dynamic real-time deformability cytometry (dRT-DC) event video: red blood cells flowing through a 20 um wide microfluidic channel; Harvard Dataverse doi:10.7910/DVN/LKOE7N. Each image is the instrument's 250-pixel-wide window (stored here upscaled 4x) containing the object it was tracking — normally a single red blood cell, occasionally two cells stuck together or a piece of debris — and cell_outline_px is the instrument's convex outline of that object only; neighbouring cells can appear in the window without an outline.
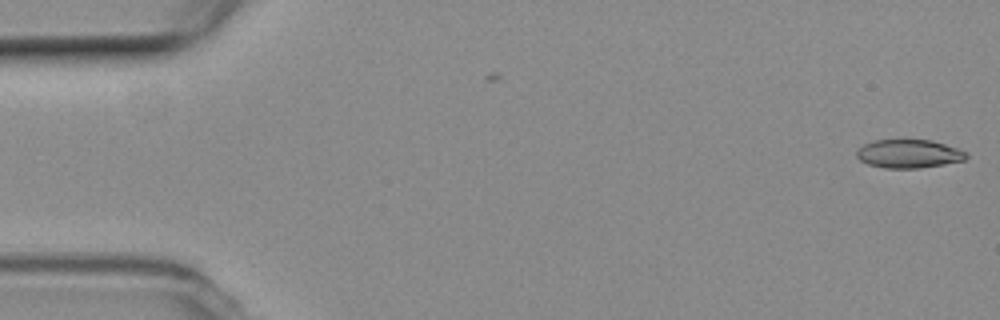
{"species": "common noctule bat (a hibernating species)", "species_latin": "Nyctalus noctula", "temperature_condition": "room temperature", "stored_images_in_passage": 55, "camera_frame_rate_fps": 3000, "um_per_image_px": 0.085, "animal": {"sex": "female", "body_mass_g": 19.3, "forearm_length_mm": 54.1}, "frame": {"image": 1, "passage_image": 1, "time_ms": 0.0, "image_size_px": [1000, 320], "cell_outline_px": [[968, 156], [964, 160], [944, 164], [920, 168], [884, 168], [868, 164], [860, 160], [856, 156], [856, 148], [872, 140], [932, 140], [968, 152]], "centroid_in_image_um": [77.22, 13.07], "position_along_channel_um": 7.8, "area_um2": 18.26}}
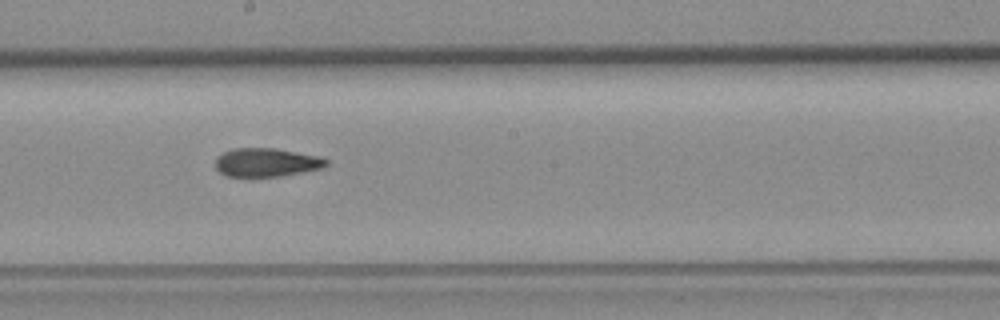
{"frame": {"image": 2, "passage_image": 29, "time_ms": 9.333, "image_size_px": [1000, 320], "cell_outline_px": [[328, 164], [324, 168], [280, 176], [228, 176], [220, 172], [216, 168], [216, 156], [232, 148], [276, 148], [320, 156], [328, 160]], "centroid_in_image_um": [22.67, 13.79], "position_along_channel_um": 225.5, "area_um2": 18.5}}
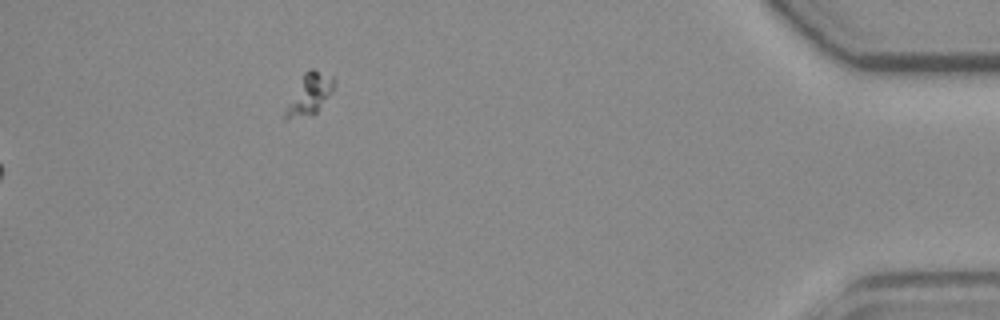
{"frame": {"image": 3, "passage_image": 55, "time_ms": 18.0, "image_size_px": [1000, 320], "cell_outline_px": [[336, 80], [332, 92], [316, 112], [312, 116], [284, 120], [284, 112], [304, 72], [312, 68], [332, 76]], "centroid_in_image_um": [26.32, 8.03], "position_along_channel_um": 408.9, "area_um2": 11.44}, "authors_computed_cell_mechanics": {"area_um2": 18.6694, "velocity_mm_per_s": 3.8159, "shape_relaxation_time_tau1_ms": null, "shape_relaxation_time_tau2_ms": 2.4123, "deformation_change_tau1": null, "deformation_change_tau2": 0.1064}}